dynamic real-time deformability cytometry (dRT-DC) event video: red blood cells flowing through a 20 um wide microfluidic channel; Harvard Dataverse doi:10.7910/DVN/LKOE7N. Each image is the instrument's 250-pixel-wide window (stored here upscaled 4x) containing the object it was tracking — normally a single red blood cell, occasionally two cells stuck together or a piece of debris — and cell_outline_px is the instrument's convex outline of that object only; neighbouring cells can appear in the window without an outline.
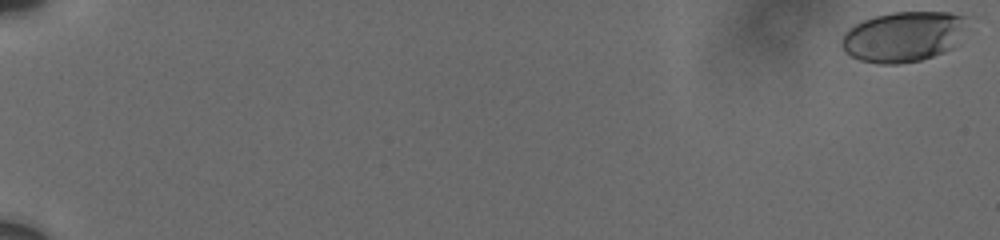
{"species": "human", "species_latin": "Homo sapiens", "temperature_condition": "cold", "stored_images_in_passage": 64, "camera_frame_rate_fps": 3000, "um_per_image_px": 0.085, "donor": {"sex": "male"}, "frame": {"image": 1, "passage_image": 1, "time_ms": 0.0, "image_size_px": [1000, 240], "cell_outline_px": [[976, 16], [956, 48], [920, 60], [900, 64], [880, 64], [860, 60], [852, 56], [840, 44], [844, 32], [848, 28], [864, 20], [876, 16], [892, 12], [948, 12]], "centroid_in_image_um": [76.95, 3.09], "position_along_channel_um": 8.0, "area_um2": 37.92}}
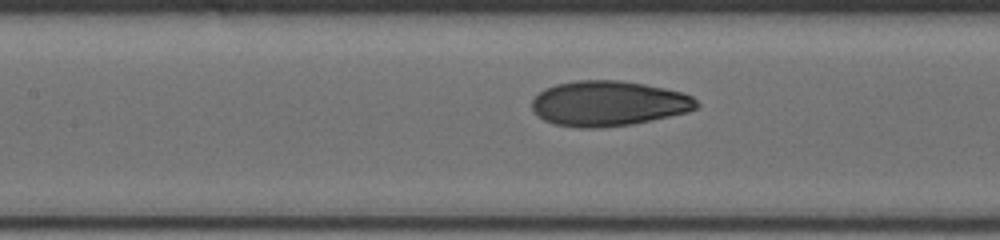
{"frame": {"image": 2, "passage_image": 34, "time_ms": 10.0, "image_size_px": [1000, 240], "cell_outline_px": [[700, 104], [696, 108], [688, 112], [652, 120], [632, 124], [600, 128], [580, 128], [552, 124], [544, 120], [532, 108], [532, 100], [544, 88], [556, 84], [576, 80], [620, 80], [644, 84], [664, 88], [680, 92], [692, 96]], "centroid_in_image_um": [51.72, 8.8], "position_along_channel_um": 155.7, "area_um2": 43.41}}
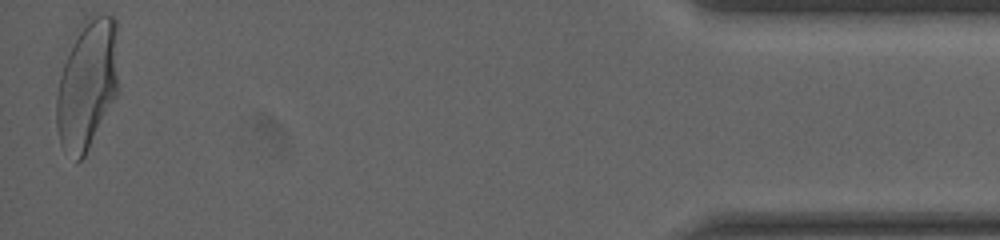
{"frame": {"image": 3, "passage_image": 64, "time_ms": 19.333, "image_size_px": [1000, 240], "cell_outline_px": [[116, 96], [84, 156], [76, 164], [64, 152], [60, 144], [56, 124], [56, 96], [60, 76], [76, 28], [84, 20], [96, 16], [112, 16], [116, 20]], "centroid_in_image_um": [7.36, 7.22], "position_along_channel_um": 427.8, "area_um2": 46.41}, "authors_computed_cell_mechanics": {"area_um2": 42.4541, "velocity_mm_per_s": 3.6947, "shape_relaxation_time_tau1_ms": 4.8685, "shape_relaxation_time_tau2_ms": 0.8661, "deformation_change_tau1": 0.1809, "deformation_change_tau2": 0.0579}}